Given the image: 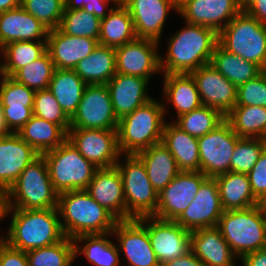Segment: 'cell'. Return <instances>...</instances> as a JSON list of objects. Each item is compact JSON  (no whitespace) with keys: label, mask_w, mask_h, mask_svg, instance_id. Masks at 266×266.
<instances>
[{"label":"cell","mask_w":266,"mask_h":266,"mask_svg":"<svg viewBox=\"0 0 266 266\" xmlns=\"http://www.w3.org/2000/svg\"><path fill=\"white\" fill-rule=\"evenodd\" d=\"M166 107L163 103L149 100L118 123V147L121 154H137L162 140Z\"/></svg>","instance_id":"obj_4"},{"label":"cell","mask_w":266,"mask_h":266,"mask_svg":"<svg viewBox=\"0 0 266 266\" xmlns=\"http://www.w3.org/2000/svg\"><path fill=\"white\" fill-rule=\"evenodd\" d=\"M161 143L176 160L180 171H200L198 138L181 130L174 123H165Z\"/></svg>","instance_id":"obj_28"},{"label":"cell","mask_w":266,"mask_h":266,"mask_svg":"<svg viewBox=\"0 0 266 266\" xmlns=\"http://www.w3.org/2000/svg\"><path fill=\"white\" fill-rule=\"evenodd\" d=\"M29 266H71L75 260L73 239L26 252Z\"/></svg>","instance_id":"obj_40"},{"label":"cell","mask_w":266,"mask_h":266,"mask_svg":"<svg viewBox=\"0 0 266 266\" xmlns=\"http://www.w3.org/2000/svg\"><path fill=\"white\" fill-rule=\"evenodd\" d=\"M114 8L101 20L98 44L116 48L135 40L137 36L128 9L122 3Z\"/></svg>","instance_id":"obj_34"},{"label":"cell","mask_w":266,"mask_h":266,"mask_svg":"<svg viewBox=\"0 0 266 266\" xmlns=\"http://www.w3.org/2000/svg\"><path fill=\"white\" fill-rule=\"evenodd\" d=\"M236 106L266 107V70L237 87Z\"/></svg>","instance_id":"obj_47"},{"label":"cell","mask_w":266,"mask_h":266,"mask_svg":"<svg viewBox=\"0 0 266 266\" xmlns=\"http://www.w3.org/2000/svg\"><path fill=\"white\" fill-rule=\"evenodd\" d=\"M48 33L46 26L21 5L0 12V48L17 41H46Z\"/></svg>","instance_id":"obj_26"},{"label":"cell","mask_w":266,"mask_h":266,"mask_svg":"<svg viewBox=\"0 0 266 266\" xmlns=\"http://www.w3.org/2000/svg\"><path fill=\"white\" fill-rule=\"evenodd\" d=\"M224 209L215 178L208 177L200 186L194 200L175 220L189 232L217 227Z\"/></svg>","instance_id":"obj_15"},{"label":"cell","mask_w":266,"mask_h":266,"mask_svg":"<svg viewBox=\"0 0 266 266\" xmlns=\"http://www.w3.org/2000/svg\"><path fill=\"white\" fill-rule=\"evenodd\" d=\"M225 117L216 109L201 105L193 111L177 117L173 122L181 130L199 138L218 126Z\"/></svg>","instance_id":"obj_41"},{"label":"cell","mask_w":266,"mask_h":266,"mask_svg":"<svg viewBox=\"0 0 266 266\" xmlns=\"http://www.w3.org/2000/svg\"><path fill=\"white\" fill-rule=\"evenodd\" d=\"M163 94L177 111V117L199 108L202 104L191 74H164Z\"/></svg>","instance_id":"obj_32"},{"label":"cell","mask_w":266,"mask_h":266,"mask_svg":"<svg viewBox=\"0 0 266 266\" xmlns=\"http://www.w3.org/2000/svg\"><path fill=\"white\" fill-rule=\"evenodd\" d=\"M118 123L106 84H87L70 129L117 130Z\"/></svg>","instance_id":"obj_10"},{"label":"cell","mask_w":266,"mask_h":266,"mask_svg":"<svg viewBox=\"0 0 266 266\" xmlns=\"http://www.w3.org/2000/svg\"><path fill=\"white\" fill-rule=\"evenodd\" d=\"M85 190L118 221L126 220L123 183L116 166L98 169Z\"/></svg>","instance_id":"obj_23"},{"label":"cell","mask_w":266,"mask_h":266,"mask_svg":"<svg viewBox=\"0 0 266 266\" xmlns=\"http://www.w3.org/2000/svg\"><path fill=\"white\" fill-rule=\"evenodd\" d=\"M265 148L264 138H240L230 161V171L248 174Z\"/></svg>","instance_id":"obj_44"},{"label":"cell","mask_w":266,"mask_h":266,"mask_svg":"<svg viewBox=\"0 0 266 266\" xmlns=\"http://www.w3.org/2000/svg\"><path fill=\"white\" fill-rule=\"evenodd\" d=\"M73 70L86 84H107L116 74L115 48L98 44Z\"/></svg>","instance_id":"obj_31"},{"label":"cell","mask_w":266,"mask_h":266,"mask_svg":"<svg viewBox=\"0 0 266 266\" xmlns=\"http://www.w3.org/2000/svg\"><path fill=\"white\" fill-rule=\"evenodd\" d=\"M138 220L147 229L151 246L160 265L191 251V232L175 221L154 216L141 217Z\"/></svg>","instance_id":"obj_13"},{"label":"cell","mask_w":266,"mask_h":266,"mask_svg":"<svg viewBox=\"0 0 266 266\" xmlns=\"http://www.w3.org/2000/svg\"><path fill=\"white\" fill-rule=\"evenodd\" d=\"M239 139L226 119L199 137L200 171L211 178L230 172V161Z\"/></svg>","instance_id":"obj_11"},{"label":"cell","mask_w":266,"mask_h":266,"mask_svg":"<svg viewBox=\"0 0 266 266\" xmlns=\"http://www.w3.org/2000/svg\"><path fill=\"white\" fill-rule=\"evenodd\" d=\"M1 79L0 107L4 122L10 133H18L33 116L36 91L18 83L12 77L5 76Z\"/></svg>","instance_id":"obj_18"},{"label":"cell","mask_w":266,"mask_h":266,"mask_svg":"<svg viewBox=\"0 0 266 266\" xmlns=\"http://www.w3.org/2000/svg\"><path fill=\"white\" fill-rule=\"evenodd\" d=\"M210 64L236 87L263 72L258 65L228 52L219 43L214 49Z\"/></svg>","instance_id":"obj_36"},{"label":"cell","mask_w":266,"mask_h":266,"mask_svg":"<svg viewBox=\"0 0 266 266\" xmlns=\"http://www.w3.org/2000/svg\"><path fill=\"white\" fill-rule=\"evenodd\" d=\"M98 41L88 37H76L62 33L58 28L49 30L46 51L56 69L73 70L79 61L88 57Z\"/></svg>","instance_id":"obj_24"},{"label":"cell","mask_w":266,"mask_h":266,"mask_svg":"<svg viewBox=\"0 0 266 266\" xmlns=\"http://www.w3.org/2000/svg\"><path fill=\"white\" fill-rule=\"evenodd\" d=\"M6 209H7V204H6V192L3 190H0V220L6 216Z\"/></svg>","instance_id":"obj_55"},{"label":"cell","mask_w":266,"mask_h":266,"mask_svg":"<svg viewBox=\"0 0 266 266\" xmlns=\"http://www.w3.org/2000/svg\"><path fill=\"white\" fill-rule=\"evenodd\" d=\"M217 228L239 259L248 253L266 248V219L261 204L224 211Z\"/></svg>","instance_id":"obj_5"},{"label":"cell","mask_w":266,"mask_h":266,"mask_svg":"<svg viewBox=\"0 0 266 266\" xmlns=\"http://www.w3.org/2000/svg\"><path fill=\"white\" fill-rule=\"evenodd\" d=\"M112 232L104 234H84L73 239L75 258L78 253L84 254L96 266H119V250L112 241L106 238ZM86 242L84 246L79 247L77 242Z\"/></svg>","instance_id":"obj_37"},{"label":"cell","mask_w":266,"mask_h":266,"mask_svg":"<svg viewBox=\"0 0 266 266\" xmlns=\"http://www.w3.org/2000/svg\"><path fill=\"white\" fill-rule=\"evenodd\" d=\"M219 44L246 61L266 70V24L239 12L219 33Z\"/></svg>","instance_id":"obj_7"},{"label":"cell","mask_w":266,"mask_h":266,"mask_svg":"<svg viewBox=\"0 0 266 266\" xmlns=\"http://www.w3.org/2000/svg\"><path fill=\"white\" fill-rule=\"evenodd\" d=\"M112 235L119 242L129 266H160L150 243L146 227L138 219L117 221Z\"/></svg>","instance_id":"obj_19"},{"label":"cell","mask_w":266,"mask_h":266,"mask_svg":"<svg viewBox=\"0 0 266 266\" xmlns=\"http://www.w3.org/2000/svg\"><path fill=\"white\" fill-rule=\"evenodd\" d=\"M7 209L44 210L57 208L58 193L51 182L42 155L29 164L6 192Z\"/></svg>","instance_id":"obj_6"},{"label":"cell","mask_w":266,"mask_h":266,"mask_svg":"<svg viewBox=\"0 0 266 266\" xmlns=\"http://www.w3.org/2000/svg\"><path fill=\"white\" fill-rule=\"evenodd\" d=\"M20 1L21 0H0V12L19 7Z\"/></svg>","instance_id":"obj_54"},{"label":"cell","mask_w":266,"mask_h":266,"mask_svg":"<svg viewBox=\"0 0 266 266\" xmlns=\"http://www.w3.org/2000/svg\"><path fill=\"white\" fill-rule=\"evenodd\" d=\"M125 164L117 162L121 173L126 201V220L153 216L157 209L158 193L147 176L142 160L135 154H126Z\"/></svg>","instance_id":"obj_9"},{"label":"cell","mask_w":266,"mask_h":266,"mask_svg":"<svg viewBox=\"0 0 266 266\" xmlns=\"http://www.w3.org/2000/svg\"><path fill=\"white\" fill-rule=\"evenodd\" d=\"M177 12L186 23L219 33L240 12L239 0H189Z\"/></svg>","instance_id":"obj_21"},{"label":"cell","mask_w":266,"mask_h":266,"mask_svg":"<svg viewBox=\"0 0 266 266\" xmlns=\"http://www.w3.org/2000/svg\"><path fill=\"white\" fill-rule=\"evenodd\" d=\"M20 5L48 30H52L59 27L65 0H21Z\"/></svg>","instance_id":"obj_45"},{"label":"cell","mask_w":266,"mask_h":266,"mask_svg":"<svg viewBox=\"0 0 266 266\" xmlns=\"http://www.w3.org/2000/svg\"><path fill=\"white\" fill-rule=\"evenodd\" d=\"M214 178L224 211L245 209L260 204L252 193L247 174L230 171Z\"/></svg>","instance_id":"obj_30"},{"label":"cell","mask_w":266,"mask_h":266,"mask_svg":"<svg viewBox=\"0 0 266 266\" xmlns=\"http://www.w3.org/2000/svg\"><path fill=\"white\" fill-rule=\"evenodd\" d=\"M254 197L260 202L266 196V148L247 174Z\"/></svg>","instance_id":"obj_48"},{"label":"cell","mask_w":266,"mask_h":266,"mask_svg":"<svg viewBox=\"0 0 266 266\" xmlns=\"http://www.w3.org/2000/svg\"><path fill=\"white\" fill-rule=\"evenodd\" d=\"M4 71L11 77L18 69L34 62L46 52V41H17L3 48Z\"/></svg>","instance_id":"obj_39"},{"label":"cell","mask_w":266,"mask_h":266,"mask_svg":"<svg viewBox=\"0 0 266 266\" xmlns=\"http://www.w3.org/2000/svg\"><path fill=\"white\" fill-rule=\"evenodd\" d=\"M201 171H181L159 194L156 218L175 221L194 200L207 179Z\"/></svg>","instance_id":"obj_14"},{"label":"cell","mask_w":266,"mask_h":266,"mask_svg":"<svg viewBox=\"0 0 266 266\" xmlns=\"http://www.w3.org/2000/svg\"><path fill=\"white\" fill-rule=\"evenodd\" d=\"M57 209L60 218H62L60 224L65 237L70 239L84 234L112 232L118 221L110 212L99 205L85 189L58 194Z\"/></svg>","instance_id":"obj_3"},{"label":"cell","mask_w":266,"mask_h":266,"mask_svg":"<svg viewBox=\"0 0 266 266\" xmlns=\"http://www.w3.org/2000/svg\"><path fill=\"white\" fill-rule=\"evenodd\" d=\"M149 80L139 76L116 73L106 84L118 120L152 99L148 95Z\"/></svg>","instance_id":"obj_25"},{"label":"cell","mask_w":266,"mask_h":266,"mask_svg":"<svg viewBox=\"0 0 266 266\" xmlns=\"http://www.w3.org/2000/svg\"><path fill=\"white\" fill-rule=\"evenodd\" d=\"M202 104L218 110L224 117L236 106L237 87L210 63L190 73Z\"/></svg>","instance_id":"obj_17"},{"label":"cell","mask_w":266,"mask_h":266,"mask_svg":"<svg viewBox=\"0 0 266 266\" xmlns=\"http://www.w3.org/2000/svg\"><path fill=\"white\" fill-rule=\"evenodd\" d=\"M0 54L1 55L3 54V49L2 48H0ZM0 74H1L2 78H4L6 76L5 71H4V63L0 64Z\"/></svg>","instance_id":"obj_57"},{"label":"cell","mask_w":266,"mask_h":266,"mask_svg":"<svg viewBox=\"0 0 266 266\" xmlns=\"http://www.w3.org/2000/svg\"><path fill=\"white\" fill-rule=\"evenodd\" d=\"M137 38L160 41L170 10H177L174 0H125Z\"/></svg>","instance_id":"obj_20"},{"label":"cell","mask_w":266,"mask_h":266,"mask_svg":"<svg viewBox=\"0 0 266 266\" xmlns=\"http://www.w3.org/2000/svg\"><path fill=\"white\" fill-rule=\"evenodd\" d=\"M241 261L244 266H266V248L244 255Z\"/></svg>","instance_id":"obj_53"},{"label":"cell","mask_w":266,"mask_h":266,"mask_svg":"<svg viewBox=\"0 0 266 266\" xmlns=\"http://www.w3.org/2000/svg\"><path fill=\"white\" fill-rule=\"evenodd\" d=\"M8 134H10V132L8 131V129H7L6 125H5L2 109L0 107V137L1 136H6Z\"/></svg>","instance_id":"obj_56"},{"label":"cell","mask_w":266,"mask_h":266,"mask_svg":"<svg viewBox=\"0 0 266 266\" xmlns=\"http://www.w3.org/2000/svg\"><path fill=\"white\" fill-rule=\"evenodd\" d=\"M158 44L150 39L136 38L116 47V73L150 80L152 74L161 72Z\"/></svg>","instance_id":"obj_16"},{"label":"cell","mask_w":266,"mask_h":266,"mask_svg":"<svg viewBox=\"0 0 266 266\" xmlns=\"http://www.w3.org/2000/svg\"><path fill=\"white\" fill-rule=\"evenodd\" d=\"M136 155L144 163L150 183L158 194L181 172L176 160L161 142Z\"/></svg>","instance_id":"obj_29"},{"label":"cell","mask_w":266,"mask_h":266,"mask_svg":"<svg viewBox=\"0 0 266 266\" xmlns=\"http://www.w3.org/2000/svg\"><path fill=\"white\" fill-rule=\"evenodd\" d=\"M101 20L84 9L64 10L58 29L67 35L88 37L98 41Z\"/></svg>","instance_id":"obj_43"},{"label":"cell","mask_w":266,"mask_h":266,"mask_svg":"<svg viewBox=\"0 0 266 266\" xmlns=\"http://www.w3.org/2000/svg\"><path fill=\"white\" fill-rule=\"evenodd\" d=\"M119 3H123L125 0H117Z\"/></svg>","instance_id":"obj_61"},{"label":"cell","mask_w":266,"mask_h":266,"mask_svg":"<svg viewBox=\"0 0 266 266\" xmlns=\"http://www.w3.org/2000/svg\"><path fill=\"white\" fill-rule=\"evenodd\" d=\"M160 266H204L202 261L192 252L163 263Z\"/></svg>","instance_id":"obj_52"},{"label":"cell","mask_w":266,"mask_h":266,"mask_svg":"<svg viewBox=\"0 0 266 266\" xmlns=\"http://www.w3.org/2000/svg\"><path fill=\"white\" fill-rule=\"evenodd\" d=\"M42 156L46 160L53 188L58 194L86 189L99 169L84 158L68 139Z\"/></svg>","instance_id":"obj_8"},{"label":"cell","mask_w":266,"mask_h":266,"mask_svg":"<svg viewBox=\"0 0 266 266\" xmlns=\"http://www.w3.org/2000/svg\"><path fill=\"white\" fill-rule=\"evenodd\" d=\"M55 70L53 61L46 51L40 58L18 69L11 77L34 91L48 89Z\"/></svg>","instance_id":"obj_42"},{"label":"cell","mask_w":266,"mask_h":266,"mask_svg":"<svg viewBox=\"0 0 266 266\" xmlns=\"http://www.w3.org/2000/svg\"><path fill=\"white\" fill-rule=\"evenodd\" d=\"M187 1L189 0H174V3H175V6L177 8V10L184 4L186 3Z\"/></svg>","instance_id":"obj_58"},{"label":"cell","mask_w":266,"mask_h":266,"mask_svg":"<svg viewBox=\"0 0 266 266\" xmlns=\"http://www.w3.org/2000/svg\"><path fill=\"white\" fill-rule=\"evenodd\" d=\"M108 2H113L117 5V0H65L64 10H79L84 9L86 12L93 14L98 19H104L113 9L109 8V11L105 10L108 6Z\"/></svg>","instance_id":"obj_49"},{"label":"cell","mask_w":266,"mask_h":266,"mask_svg":"<svg viewBox=\"0 0 266 266\" xmlns=\"http://www.w3.org/2000/svg\"><path fill=\"white\" fill-rule=\"evenodd\" d=\"M17 134L39 155L57 148L67 139V133L58 124L34 115Z\"/></svg>","instance_id":"obj_35"},{"label":"cell","mask_w":266,"mask_h":266,"mask_svg":"<svg viewBox=\"0 0 266 266\" xmlns=\"http://www.w3.org/2000/svg\"><path fill=\"white\" fill-rule=\"evenodd\" d=\"M40 155L17 133L0 137V190L7 192L21 172Z\"/></svg>","instance_id":"obj_22"},{"label":"cell","mask_w":266,"mask_h":266,"mask_svg":"<svg viewBox=\"0 0 266 266\" xmlns=\"http://www.w3.org/2000/svg\"><path fill=\"white\" fill-rule=\"evenodd\" d=\"M13 212L6 238L9 246L28 252L62 241V230L57 208L44 210L6 209V215Z\"/></svg>","instance_id":"obj_2"},{"label":"cell","mask_w":266,"mask_h":266,"mask_svg":"<svg viewBox=\"0 0 266 266\" xmlns=\"http://www.w3.org/2000/svg\"><path fill=\"white\" fill-rule=\"evenodd\" d=\"M67 139L99 169L115 167L121 157L117 130L69 129Z\"/></svg>","instance_id":"obj_12"},{"label":"cell","mask_w":266,"mask_h":266,"mask_svg":"<svg viewBox=\"0 0 266 266\" xmlns=\"http://www.w3.org/2000/svg\"><path fill=\"white\" fill-rule=\"evenodd\" d=\"M191 251L204 266H235V255L217 227L192 231Z\"/></svg>","instance_id":"obj_27"},{"label":"cell","mask_w":266,"mask_h":266,"mask_svg":"<svg viewBox=\"0 0 266 266\" xmlns=\"http://www.w3.org/2000/svg\"><path fill=\"white\" fill-rule=\"evenodd\" d=\"M262 207H263V212H264L265 219H266V205H262Z\"/></svg>","instance_id":"obj_60"},{"label":"cell","mask_w":266,"mask_h":266,"mask_svg":"<svg viewBox=\"0 0 266 266\" xmlns=\"http://www.w3.org/2000/svg\"><path fill=\"white\" fill-rule=\"evenodd\" d=\"M261 205H266V196L260 201Z\"/></svg>","instance_id":"obj_59"},{"label":"cell","mask_w":266,"mask_h":266,"mask_svg":"<svg viewBox=\"0 0 266 266\" xmlns=\"http://www.w3.org/2000/svg\"><path fill=\"white\" fill-rule=\"evenodd\" d=\"M0 237V266H29L26 252L9 246Z\"/></svg>","instance_id":"obj_50"},{"label":"cell","mask_w":266,"mask_h":266,"mask_svg":"<svg viewBox=\"0 0 266 266\" xmlns=\"http://www.w3.org/2000/svg\"><path fill=\"white\" fill-rule=\"evenodd\" d=\"M86 85L74 70L55 68L48 90L64 113L71 118L77 111Z\"/></svg>","instance_id":"obj_33"},{"label":"cell","mask_w":266,"mask_h":266,"mask_svg":"<svg viewBox=\"0 0 266 266\" xmlns=\"http://www.w3.org/2000/svg\"><path fill=\"white\" fill-rule=\"evenodd\" d=\"M185 24V28L168 40L167 57L160 55L161 73L190 74L211 62L214 49L219 43L218 33L202 25Z\"/></svg>","instance_id":"obj_1"},{"label":"cell","mask_w":266,"mask_h":266,"mask_svg":"<svg viewBox=\"0 0 266 266\" xmlns=\"http://www.w3.org/2000/svg\"><path fill=\"white\" fill-rule=\"evenodd\" d=\"M33 115L58 124L66 133L70 129V118L64 113L54 95L48 89L35 92Z\"/></svg>","instance_id":"obj_46"},{"label":"cell","mask_w":266,"mask_h":266,"mask_svg":"<svg viewBox=\"0 0 266 266\" xmlns=\"http://www.w3.org/2000/svg\"><path fill=\"white\" fill-rule=\"evenodd\" d=\"M225 119L240 138L266 139V107L235 106Z\"/></svg>","instance_id":"obj_38"},{"label":"cell","mask_w":266,"mask_h":266,"mask_svg":"<svg viewBox=\"0 0 266 266\" xmlns=\"http://www.w3.org/2000/svg\"><path fill=\"white\" fill-rule=\"evenodd\" d=\"M239 8L241 12L266 24V0H239Z\"/></svg>","instance_id":"obj_51"}]
</instances>
